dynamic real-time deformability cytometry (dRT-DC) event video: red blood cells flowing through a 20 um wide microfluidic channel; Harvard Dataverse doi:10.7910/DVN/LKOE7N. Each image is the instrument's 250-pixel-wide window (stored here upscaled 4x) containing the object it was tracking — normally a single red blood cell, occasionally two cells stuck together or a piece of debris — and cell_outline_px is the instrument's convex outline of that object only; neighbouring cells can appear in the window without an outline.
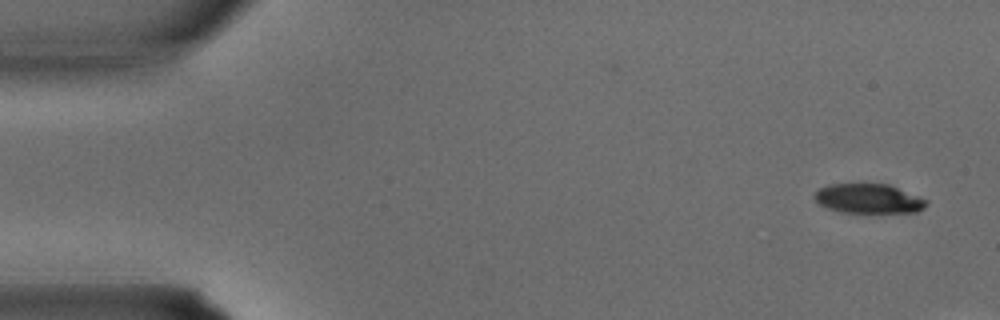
{"species": "common noctule bat (a hibernating species)", "species_latin": "Nyctalus noctula", "temperature_condition": "warm", "stored_images_in_passage": 8, "camera_frame_rate_fps": 3000, "um_per_image_px": 0.085, "animal": {"sex": "male", "body_mass_g": 15.6}, "frame": {"image": 1, "passage_image": 1, "time_ms": 0.0, "image_size_px": [1000, 320], "cell_outline_px": [[928, 204], [924, 208], [916, 212], [840, 212], [828, 208], [820, 204], [812, 196], [820, 188], [828, 184], [888, 184], [928, 200]], "centroid_in_image_um": [73.83, 16.88], "position_along_channel_um": 11.2, "area_um2": 19.07}}